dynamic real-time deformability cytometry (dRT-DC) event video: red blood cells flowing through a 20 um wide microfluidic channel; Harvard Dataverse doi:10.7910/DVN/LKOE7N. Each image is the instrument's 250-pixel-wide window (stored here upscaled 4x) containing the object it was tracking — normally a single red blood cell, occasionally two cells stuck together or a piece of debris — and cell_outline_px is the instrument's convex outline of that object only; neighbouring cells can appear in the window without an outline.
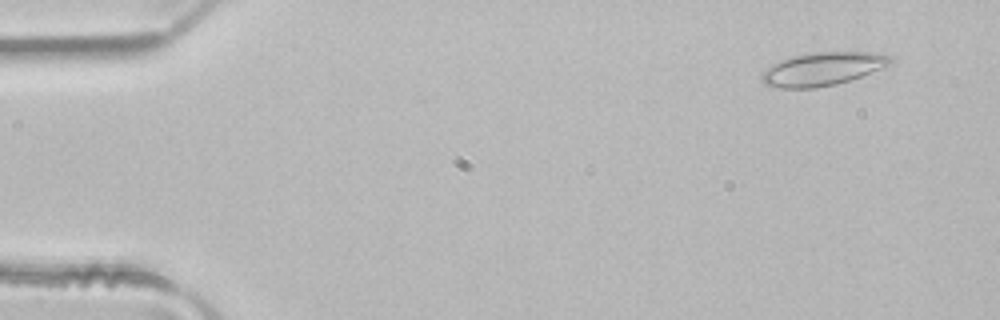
{"species": "common noctule bat (a hibernating species)", "species_latin": "Nyctalus noctula", "temperature_condition": "room temperature", "stored_images_in_passage": 12, "camera_frame_rate_fps": 3000, "um_per_image_px": 0.085, "animal": {"sex": "male", "body_mass_g": 21.5, "forearm_length_mm": 52.0}, "frame": {"image": 1, "passage_image": 1, "time_ms": 0.0, "image_size_px": [1000, 320], "cell_outline_px": [[892, 64], [860, 76], [836, 84], [812, 88], [780, 88], [764, 84], [760, 80], [760, 76], [772, 64], [780, 60], [792, 56], [812, 52], [876, 52], [892, 56]], "centroid_in_image_um": [69.91, 5.85], "position_along_channel_um": 15.1, "area_um2": 24.85}}